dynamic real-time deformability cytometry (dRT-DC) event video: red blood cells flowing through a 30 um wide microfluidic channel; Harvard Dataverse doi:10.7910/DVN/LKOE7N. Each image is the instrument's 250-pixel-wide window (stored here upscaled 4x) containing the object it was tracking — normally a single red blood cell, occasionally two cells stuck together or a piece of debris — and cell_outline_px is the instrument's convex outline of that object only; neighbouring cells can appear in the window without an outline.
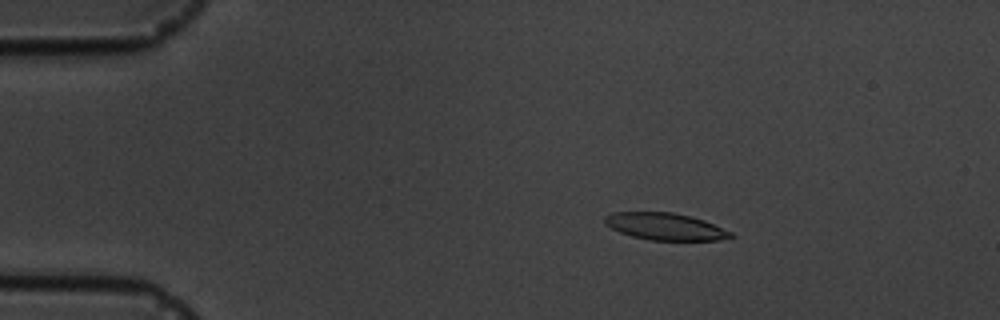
{"species": "common noctule bat (a hibernating species)", "species_latin": "Nyctalus noctula", "temperature_condition": "cold", "stored_images_in_passage": 3, "camera_frame_rate_fps": 3000, "um_per_image_px": 0.085, "animal": {"sex": "male", "body_mass_g": 19.5, "forearm_length_mm": 54.6}, "frame": {"image": 1, "passage_image": 2, "time_ms": 1.333, "image_size_px": [1000, 320], "cell_outline_px": [[736, 236], [720, 240], [648, 240], [632, 236], [620, 232], [604, 224], [604, 216], [612, 212], [672, 212], [692, 216], [704, 220], [732, 232]], "centroid_in_image_um": [56.54, 19.25], "position_along_channel_um": 28.5, "area_um2": 19.94}}